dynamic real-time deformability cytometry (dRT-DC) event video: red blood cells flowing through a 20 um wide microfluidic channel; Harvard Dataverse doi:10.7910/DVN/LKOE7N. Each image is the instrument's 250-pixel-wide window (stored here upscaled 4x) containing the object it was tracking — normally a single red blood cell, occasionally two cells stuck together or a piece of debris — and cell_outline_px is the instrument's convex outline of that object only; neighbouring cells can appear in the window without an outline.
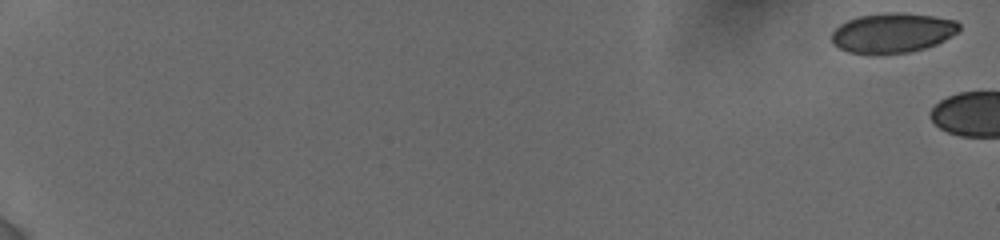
{"species": "human", "species_latin": "Homo sapiens", "temperature_condition": "cold", "stored_images_in_passage": 4, "camera_frame_rate_fps": 3000, "um_per_image_px": 0.085, "donor": {"sex": "female"}, "frame": {"image": 1, "passage_image": 1, "time_ms": 0.0, "image_size_px": [1000, 240], "cell_outline_px": [[960, 32], [936, 44], [924, 48], [908, 52], [848, 52], [832, 44], [832, 32], [840, 24], [856, 16], [884, 12], [900, 12], [936, 16], [956, 20], [960, 24]], "centroid_in_image_um": [75.9, 2.75], "position_along_channel_um": 9.1, "area_um2": 29.42}}